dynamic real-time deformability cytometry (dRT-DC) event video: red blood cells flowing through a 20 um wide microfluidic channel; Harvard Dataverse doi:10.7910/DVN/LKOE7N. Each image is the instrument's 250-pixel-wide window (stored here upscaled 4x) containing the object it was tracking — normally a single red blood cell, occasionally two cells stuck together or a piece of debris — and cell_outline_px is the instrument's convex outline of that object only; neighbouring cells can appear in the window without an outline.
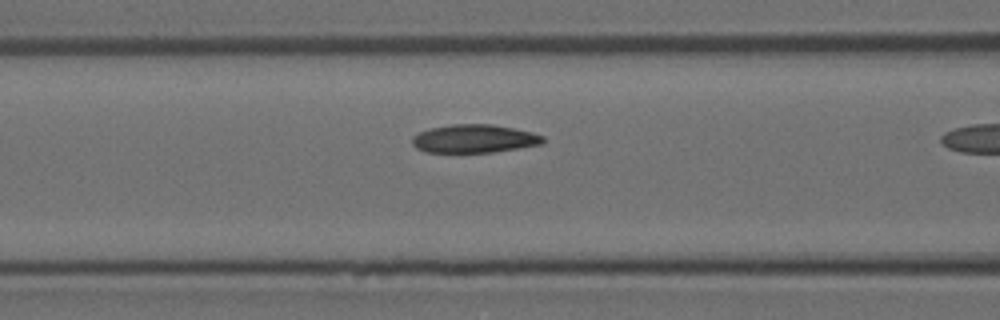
{"species": "Egyptian fruit bat (a non-hibernating species)", "species_latin": "Rousettus aegyptiacus", "temperature_condition": "room temperature", "stored_images_in_passage": 11, "camera_frame_rate_fps": 3000, "um_per_image_px": 0.085, "animal": {"sex": "female"}, "frame": {"image": 1, "passage_image": 10, "time_ms": 3.0, "image_size_px": [1000, 320], "cell_outline_px": [[544, 144], [492, 152], [424, 152], [416, 148], [412, 144], [412, 136], [420, 132], [432, 128], [452, 124], [492, 124], [532, 132], [544, 136]], "centroid_in_image_um": [40.31, 11.79], "position_along_channel_um": 126.3, "area_um2": 21.5}}